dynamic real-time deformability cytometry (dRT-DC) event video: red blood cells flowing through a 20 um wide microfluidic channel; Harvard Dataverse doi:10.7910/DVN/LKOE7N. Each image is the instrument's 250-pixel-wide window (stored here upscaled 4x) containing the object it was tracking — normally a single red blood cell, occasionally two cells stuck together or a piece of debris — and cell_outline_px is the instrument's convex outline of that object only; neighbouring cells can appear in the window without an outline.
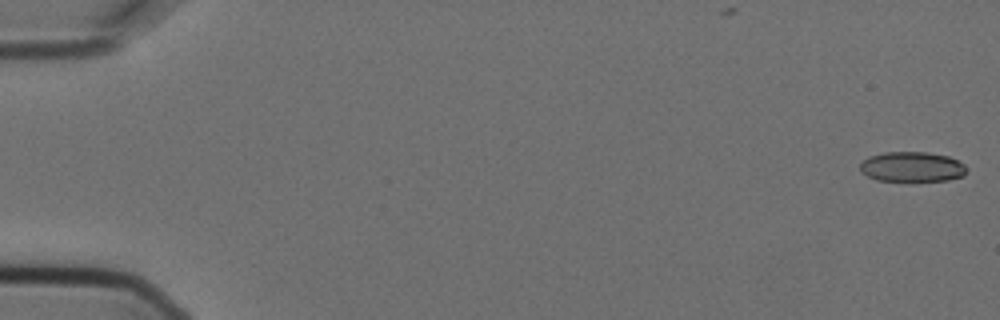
{"species": "Egyptian fruit bat (a non-hibernating species)", "species_latin": "Rousettus aegyptiacus", "temperature_condition": "cold", "stored_images_in_passage": 3, "camera_frame_rate_fps": 3000, "um_per_image_px": 0.085, "animal": {"sex": "female"}, "frame": {"image": 1, "passage_image": 1, "time_ms": 0.0, "image_size_px": [1000, 320], "cell_outline_px": [[968, 172], [964, 176], [948, 180], [908, 184], [876, 180], [860, 172], [860, 164], [868, 156], [884, 152], [928, 152], [948, 156], [964, 164], [968, 168]], "centroid_in_image_um": [77.53, 14.23], "position_along_channel_um": 7.5, "area_um2": 19.71}}